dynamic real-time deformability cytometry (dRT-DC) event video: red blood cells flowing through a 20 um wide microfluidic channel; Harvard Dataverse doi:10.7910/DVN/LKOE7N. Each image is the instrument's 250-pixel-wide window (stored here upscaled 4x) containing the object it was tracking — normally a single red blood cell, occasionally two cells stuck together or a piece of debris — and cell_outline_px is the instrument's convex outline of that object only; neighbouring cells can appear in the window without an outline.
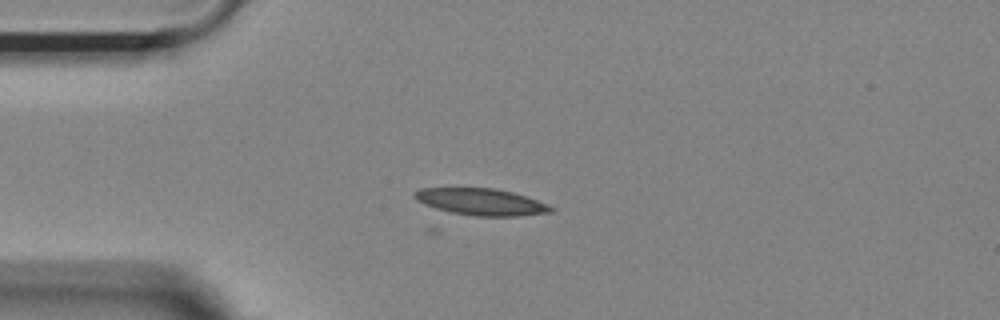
{"species": "Egyptian fruit bat (a non-hibernating species)", "species_latin": "Rousettus aegyptiacus", "temperature_condition": "room temperature", "stored_images_in_passage": 37, "camera_frame_rate_fps": 3000, "um_per_image_px": 0.085, "animal": {"sex": "female"}, "frame": {"image": 1, "passage_image": 4, "time_ms": 1.0, "image_size_px": [1000, 320], "cell_outline_px": [[556, 208], [552, 212], [516, 216], [476, 216], [452, 212], [436, 208], [424, 204], [416, 200], [412, 196], [412, 192], [420, 188], [496, 188], [512, 192], [548, 204]], "centroid_in_image_um": [40.87, 17.15], "position_along_channel_um": 44.1, "area_um2": 21.21}}
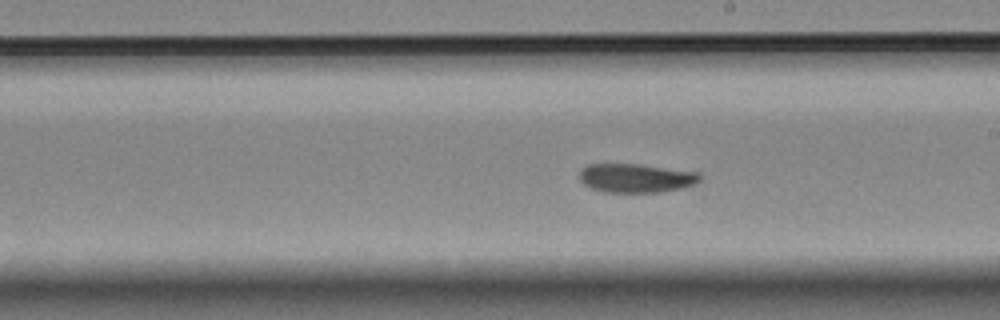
{"frame": {"image": 2, "passage_image": 21, "time_ms": 6.667, "image_size_px": [1000, 320], "cell_outline_px": [[700, 180], [696, 184], [680, 188], [660, 192], [604, 192], [588, 188], [580, 180], [580, 172], [588, 164], [640, 164], [700, 172]], "centroid_in_image_um": [54.07, 15.13], "position_along_channel_um": 234.9, "area_um2": 20.35}}
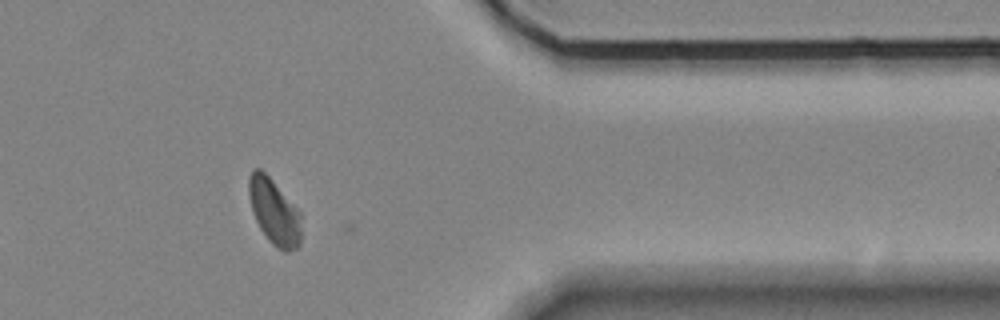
{"frame": {"image": 3, "passage_image": 35, "time_ms": 11.333, "image_size_px": [1000, 320], "cell_outline_px": [[300, 248], [288, 252], [284, 252], [276, 248], [268, 240], [260, 228], [252, 212], [248, 196], [248, 176], [252, 168], [260, 168], [272, 180], [300, 212]], "centroid_in_image_um": [23.28, 18.01], "position_along_channel_um": 388.1, "area_um2": 20.23}, "authors_computed_cell_mechanics": {"area_um2": 20.6924, "velocity_mm_per_s": 3.6637, "shape_relaxation_time_tau1_ms": 4.1073, "shape_relaxation_time_tau2_ms": null, "deformation_change_tau1": 0.134, "deformation_change_tau2": null}}